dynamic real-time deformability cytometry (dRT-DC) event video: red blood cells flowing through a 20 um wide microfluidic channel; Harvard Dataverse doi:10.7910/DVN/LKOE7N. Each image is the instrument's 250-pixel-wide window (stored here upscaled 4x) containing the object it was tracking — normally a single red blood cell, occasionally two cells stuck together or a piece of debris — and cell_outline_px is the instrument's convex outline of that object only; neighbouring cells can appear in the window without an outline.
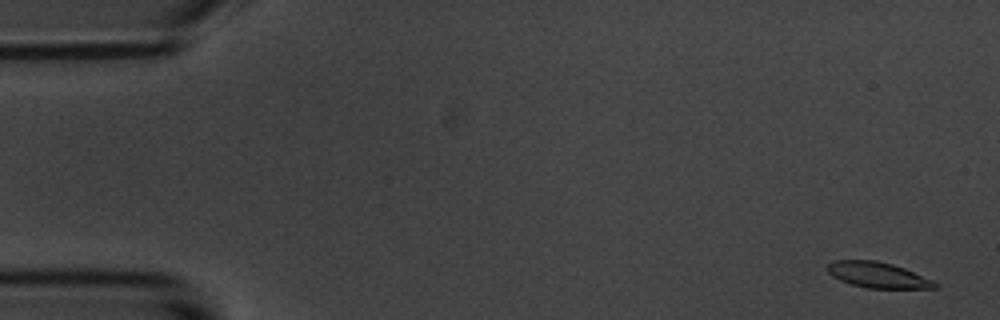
{"species": "common noctule bat (a hibernating species)", "species_latin": "Nyctalus noctula", "temperature_condition": "room temperature", "stored_images_in_passage": 58, "camera_frame_rate_fps": 3000, "um_per_image_px": 0.085, "animal": {"sex": "male", "body_mass_g": 20.1, "forearm_length_mm": 53.5}, "frame": {"image": 1, "passage_image": 3, "time_ms": 0.667, "image_size_px": [1000, 320], "cell_outline_px": [[940, 288], [868, 288], [852, 284], [840, 280], [832, 276], [824, 268], [832, 260], [876, 260], [892, 264], [904, 268], [932, 280], [940, 284]], "centroid_in_image_um": [74.59, 23.37], "position_along_channel_um": 10.4, "area_um2": 16.13}}
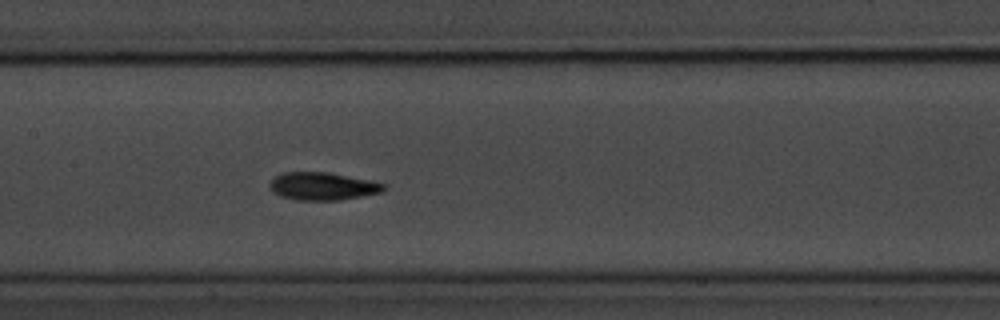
{"frame": {"image": 2, "passage_image": 28, "time_ms": 9.0, "image_size_px": [1000, 320], "cell_outline_px": [[388, 188], [384, 192], [340, 200], [296, 200], [280, 196], [272, 192], [268, 188], [268, 184], [276, 176], [284, 172], [328, 172], [368, 180], [384, 184]], "centroid_in_image_um": [27.41, 15.84], "position_along_channel_um": 180.0, "area_um2": 18.55}}
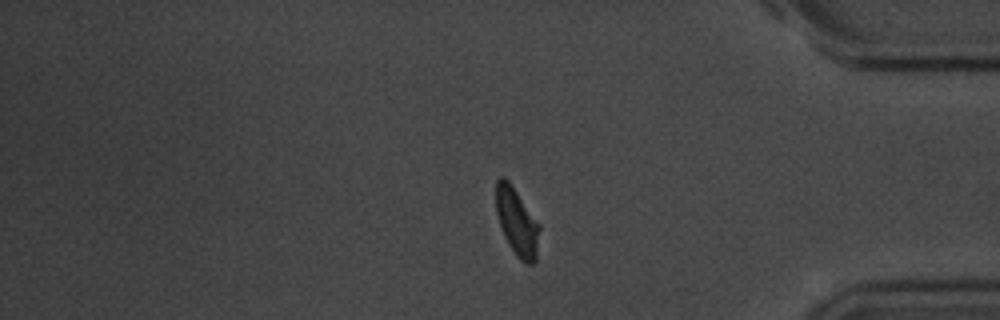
{"frame": {"image": 3, "passage_image": 48, "time_ms": 15.667, "image_size_px": [1000, 320], "cell_outline_px": [[540, 228], [536, 260], [532, 264], [524, 264], [516, 256], [508, 244], [504, 236], [496, 212], [496, 180], [500, 176], [504, 176], [508, 180], [540, 224]], "centroid_in_image_um": [43.94, 18.88], "position_along_channel_um": 391.3, "area_um2": 17.17}, "authors_computed_cell_mechanics": {"area_um2": 17.4556, "velocity_mm_per_s": 3.5422, "shape_relaxation_time_tau1_ms": 3.3872, "shape_relaxation_time_tau2_ms": 3.274, "deformation_change_tau1": 0.1356, "deformation_change_tau2": 0.104}}